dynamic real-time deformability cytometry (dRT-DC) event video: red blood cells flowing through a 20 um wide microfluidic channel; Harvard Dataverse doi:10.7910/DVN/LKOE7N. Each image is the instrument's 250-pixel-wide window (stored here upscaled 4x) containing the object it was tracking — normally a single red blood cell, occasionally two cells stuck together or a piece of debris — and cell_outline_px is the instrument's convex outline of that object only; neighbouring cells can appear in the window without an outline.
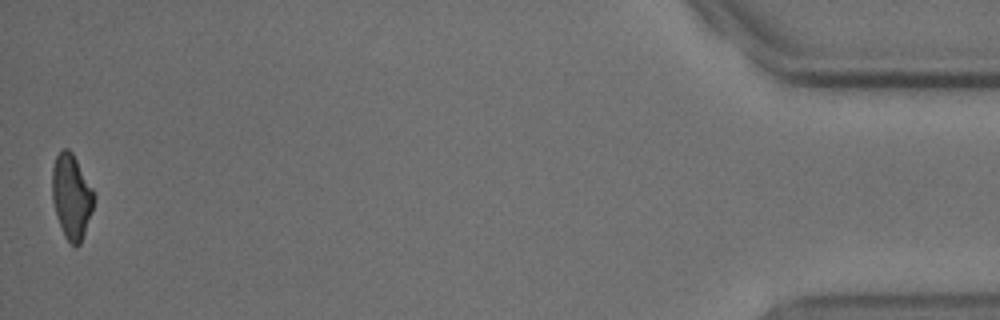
{"species": "common noctule bat (a hibernating species)", "species_latin": "Nyctalus noctula", "temperature_condition": "cold", "stored_images_in_passage": 40, "camera_frame_rate_fps": 3000, "um_per_image_px": 0.085, "animal": {"sex": "male", "body_mass_g": 18.8}, "frame": {"image": 1, "passage_image": 40, "time_ms": 13.0, "image_size_px": [1000, 320], "cell_outline_px": [[96, 200], [84, 236], [80, 244], [76, 248], [64, 236], [56, 216], [52, 200], [52, 168], [56, 156], [64, 148], [68, 148], [72, 152], [92, 188], [96, 196]], "centroid_in_image_um": [6.09, 16.73], "position_along_channel_um": 429.1, "area_um2": 20.81}, "authors_computed_cell_mechanics": {"area_um2": 22.0796, "velocity_mm_per_s": 3.7422, "shape_relaxation_time_tau1_ms": 5.7141, "shape_relaxation_time_tau2_ms": 5.7473, "deformation_change_tau1": 0.1431, "deformation_change_tau2": 0.1345}}